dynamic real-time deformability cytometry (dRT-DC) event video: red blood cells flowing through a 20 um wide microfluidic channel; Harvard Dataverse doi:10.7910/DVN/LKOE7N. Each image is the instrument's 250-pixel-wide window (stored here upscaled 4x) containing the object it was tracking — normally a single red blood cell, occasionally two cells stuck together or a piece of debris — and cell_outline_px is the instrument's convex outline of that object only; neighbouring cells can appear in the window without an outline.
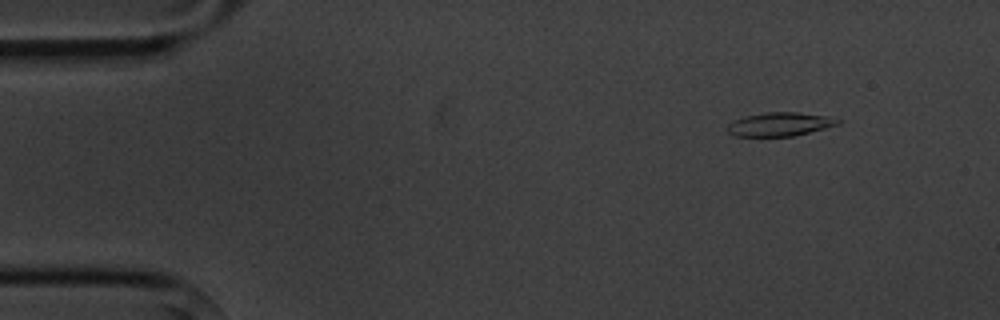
{"species": "common noctule bat (a hibernating species)", "species_latin": "Nyctalus noctula", "temperature_condition": "cold", "stored_images_in_passage": 8, "camera_frame_rate_fps": 3000, "um_per_image_px": 0.085, "animal": {"sex": "male", "body_mass_g": 20.1, "forearm_length_mm": 53.5}, "frame": {"image": 1, "passage_image": 1, "time_ms": 0.0, "image_size_px": [1000, 320], "cell_outline_px": [[840, 124], [792, 136], [732, 136], [724, 128], [728, 124], [744, 116], [764, 112], [796, 112], [828, 116], [840, 120]], "centroid_in_image_um": [66.23, 10.56], "position_along_channel_um": 18.8, "area_um2": 15.2}}
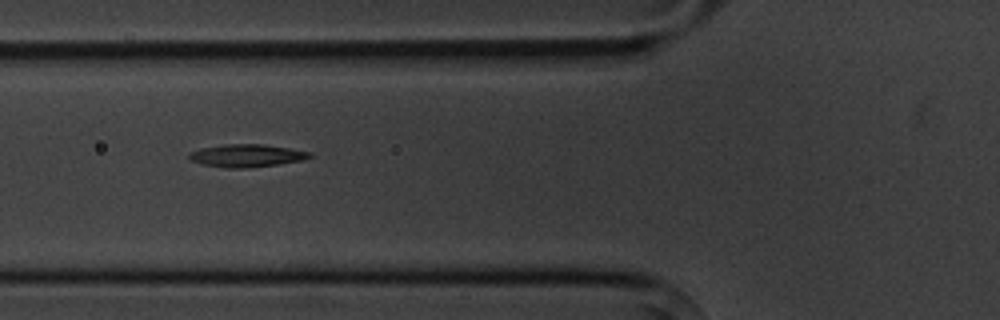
{"frame": {"image": 2, "passage_image": 5, "time_ms": 4.667, "image_size_px": [1000, 320], "cell_outline_px": [[316, 156], [304, 160], [280, 164], [248, 168], [224, 168], [200, 164], [192, 160], [188, 156], [188, 152], [200, 148], [224, 144], [264, 144], [312, 152]], "centroid_in_image_um": [20.99, 13.23], "position_along_channel_um": 104.8, "area_um2": 16.3}}
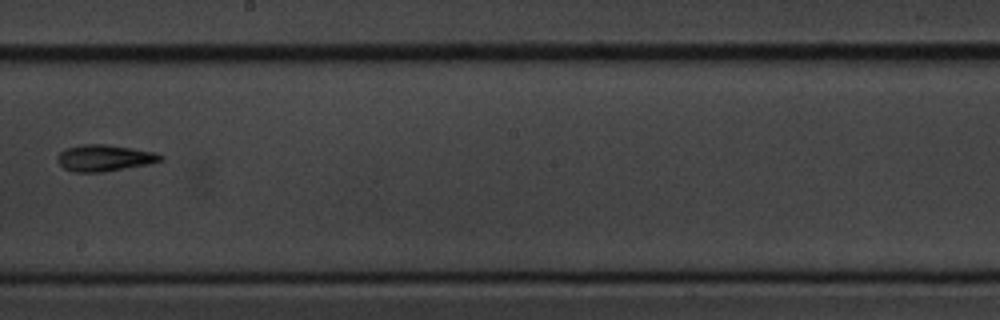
{"frame": {"image": 3, "passage_image": 8, "time_ms": 8.333, "image_size_px": [1000, 320], "cell_outline_px": [[164, 160], [148, 164], [100, 172], [72, 172], [64, 168], [56, 160], [56, 156], [60, 152], [68, 148], [80, 144], [104, 144], [132, 148], [156, 152], [164, 156]], "centroid_in_image_um": [8.87, 13.42], "position_along_channel_um": 239.3, "area_um2": 15.9}}